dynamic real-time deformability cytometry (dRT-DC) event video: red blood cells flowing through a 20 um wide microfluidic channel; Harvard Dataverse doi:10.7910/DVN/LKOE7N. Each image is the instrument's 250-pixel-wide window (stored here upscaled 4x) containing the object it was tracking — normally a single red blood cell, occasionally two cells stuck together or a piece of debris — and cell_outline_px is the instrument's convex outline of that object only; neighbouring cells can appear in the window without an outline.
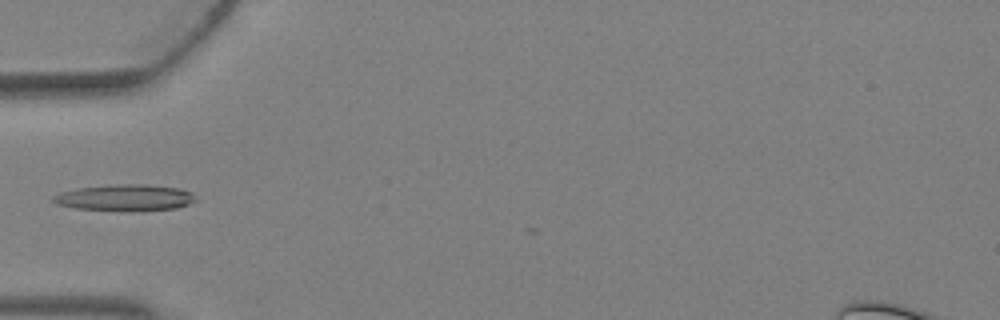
{"species": "Egyptian fruit bat (a non-hibernating species)", "species_latin": "Rousettus aegyptiacus", "temperature_condition": "warm", "stored_images_in_passage": 4, "camera_frame_rate_fps": 3000, "um_per_image_px": 0.085, "animal": {"sex": "female"}, "frame": {"image": 1, "passage_image": 4, "time_ms": 1.0, "image_size_px": [1000, 320], "cell_outline_px": [[196, 200], [188, 204], [176, 208], [136, 212], [124, 212], [76, 208], [56, 204], [52, 200], [52, 196], [60, 192], [76, 188], [108, 184], [148, 184], [180, 188], [192, 192], [196, 196]], "centroid_in_image_um": [10.63, 16.81], "position_along_channel_um": 74.4, "area_um2": 22.6}}